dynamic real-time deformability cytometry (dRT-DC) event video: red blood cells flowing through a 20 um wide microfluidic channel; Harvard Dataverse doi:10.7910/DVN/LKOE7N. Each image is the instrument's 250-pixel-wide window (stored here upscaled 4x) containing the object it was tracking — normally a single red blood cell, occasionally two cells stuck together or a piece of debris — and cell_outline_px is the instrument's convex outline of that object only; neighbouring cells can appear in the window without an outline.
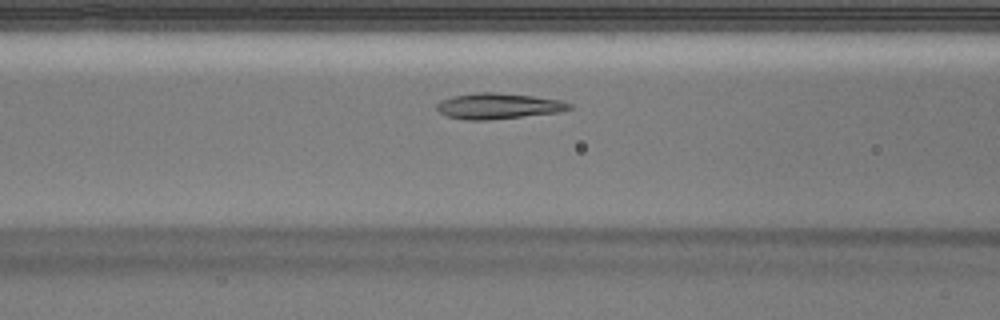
{"species": "Egyptian fruit bat (a non-hibernating species)", "species_latin": "Rousettus aegyptiacus", "temperature_condition": "warm", "stored_images_in_passage": 32, "camera_frame_rate_fps": 3000, "um_per_image_px": 0.085, "animal": {"sex": "male"}, "frame": {"image": 1, "passage_image": 7, "time_ms": 2.0, "image_size_px": [1000, 320], "cell_outline_px": [[572, 108], [560, 112], [488, 120], [464, 120], [444, 116], [436, 108], [436, 104], [440, 100], [452, 96], [476, 92], [496, 92], [532, 96], [560, 100], [572, 104]], "centroid_in_image_um": [42.31, 9.01], "position_along_channel_um": 124.3, "area_um2": 20.06}}
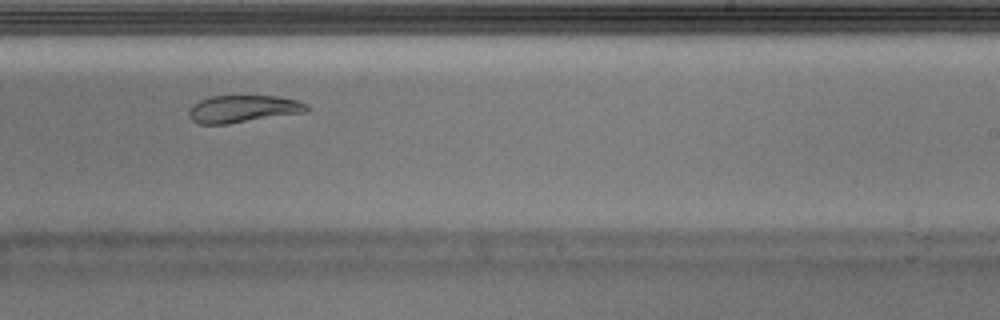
{"frame": {"image": 2, "passage_image": 16, "time_ms": 5.0, "image_size_px": [1000, 320], "cell_outline_px": [[308, 112], [228, 124], [200, 124], [192, 120], [188, 116], [188, 112], [200, 100], [212, 96], [280, 96], [296, 100], [308, 104]], "centroid_in_image_um": [20.71, 9.26], "position_along_channel_um": 268.3, "area_um2": 18.73}}
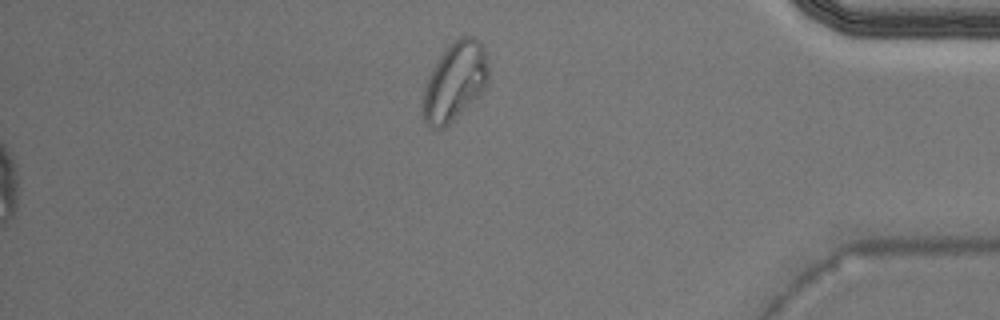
{"frame": {"image": 3, "passage_image": 26, "time_ms": 8.333, "image_size_px": [1000, 320], "cell_outline_px": [[488, 80], [480, 96], [472, 104], [444, 128], [432, 128], [424, 120], [420, 104], [420, 100], [428, 76], [440, 56], [460, 36], [472, 36], [480, 40], [484, 44], [488, 68]], "centroid_in_image_um": [38.66, 6.96], "position_along_channel_um": 396.5, "area_um2": 30.23}}